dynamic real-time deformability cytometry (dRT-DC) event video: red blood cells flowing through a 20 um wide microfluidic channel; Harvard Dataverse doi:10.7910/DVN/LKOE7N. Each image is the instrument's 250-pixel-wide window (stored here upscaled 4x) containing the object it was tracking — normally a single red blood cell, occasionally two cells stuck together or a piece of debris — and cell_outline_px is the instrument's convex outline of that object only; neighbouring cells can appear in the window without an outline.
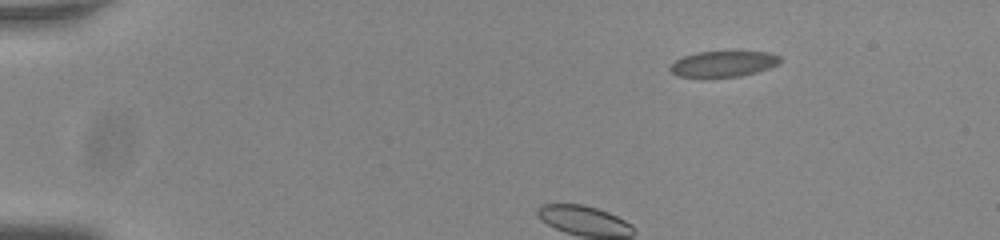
{"species": "common noctule bat (a hibernating species)", "species_latin": "Nyctalus noctula", "temperature_condition": "room temperature", "stored_images_in_passage": 41, "camera_frame_rate_fps": 3000, "um_per_image_px": 0.085, "animal": {"sex": "male", "body_mass_g": 20.0, "forearm_length_mm": 53.3}, "frame": {"image": 1, "passage_image": 1, "time_ms": 0.0, "image_size_px": [1000, 240], "cell_outline_px": [[780, 60], [776, 64], [768, 68], [756, 72], [740, 76], [676, 76], [668, 68], [676, 60], [684, 56], [696, 52], [768, 52], [780, 56]], "centroid_in_image_um": [61.46, 5.42], "position_along_channel_um": 23.5, "area_um2": 16.07}}
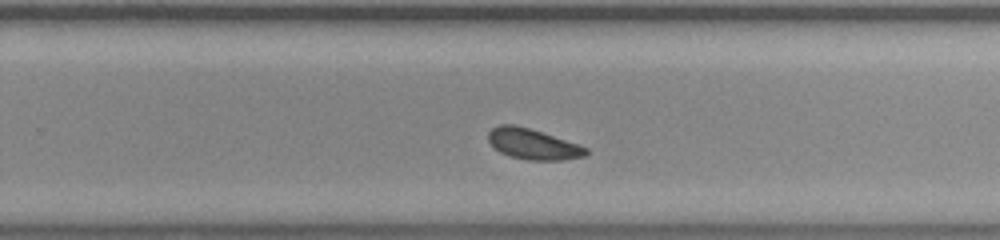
{"frame": {"image": 2, "passage_image": 26, "time_ms": 8.333, "image_size_px": [1000, 240], "cell_outline_px": [[588, 152], [584, 156], [564, 160], [528, 160], [508, 156], [500, 152], [488, 140], [488, 132], [492, 128], [500, 124], [512, 124], [528, 128], [588, 148]], "centroid_in_image_um": [45.26, 12.26], "position_along_channel_um": 284.5, "area_um2": 17.11}}
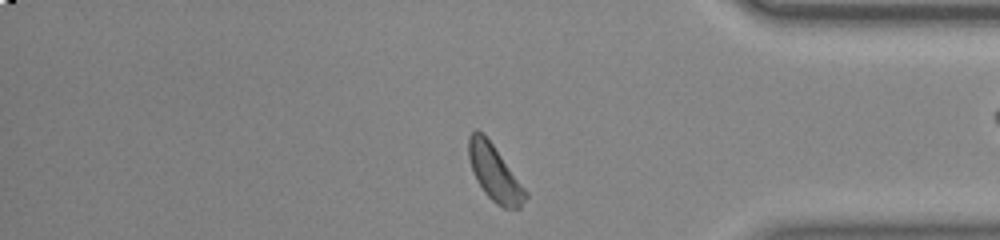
{"frame": {"image": 3, "passage_image": 36, "time_ms": 11.667, "image_size_px": [1000, 240], "cell_outline_px": [[528, 196], [520, 208], [504, 208], [496, 204], [484, 192], [476, 180], [472, 172], [468, 156], [468, 136], [476, 128], [492, 144], [528, 192]], "centroid_in_image_um": [42.03, 14.72], "position_along_channel_um": 393.2, "area_um2": 18.32}, "authors_computed_cell_mechanics": {"area_um2": 17.6868, "velocity_mm_per_s": 3.7438, "shape_relaxation_time_tau1_ms": 2.8166, "shape_relaxation_time_tau2_ms": 5.9338, "deformation_change_tau1": 0.0614, "deformation_change_tau2": 0.099}}